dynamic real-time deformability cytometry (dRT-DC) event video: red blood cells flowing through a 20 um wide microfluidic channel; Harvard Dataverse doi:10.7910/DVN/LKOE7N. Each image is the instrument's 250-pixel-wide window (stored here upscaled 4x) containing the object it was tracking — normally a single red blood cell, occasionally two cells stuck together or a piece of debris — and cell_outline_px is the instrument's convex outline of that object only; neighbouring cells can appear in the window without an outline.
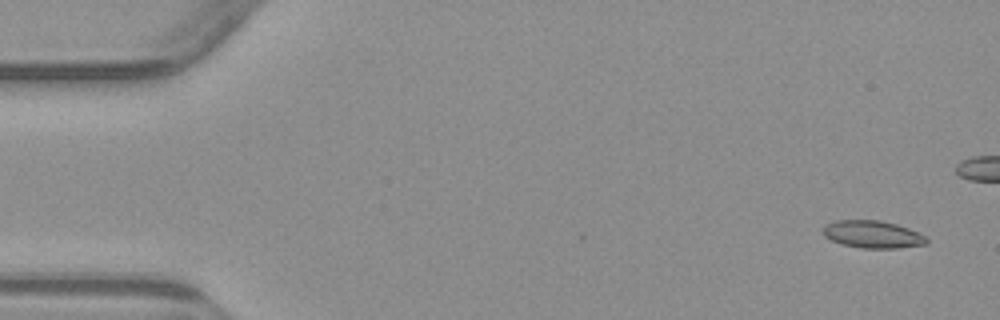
{"species": "common noctule bat (a hibernating species)", "species_latin": "Nyctalus noctula", "temperature_condition": "warm", "stored_images_in_passage": 6, "camera_frame_rate_fps": 3000, "um_per_image_px": 0.085, "animal": {"sex": "male", "body_mass_g": 23.1, "forearm_length_mm": 52.7}, "frame": {"image": 1, "passage_image": 1, "time_ms": 0.0, "image_size_px": [1000, 320], "cell_outline_px": [[928, 244], [900, 248], [860, 248], [840, 244], [824, 236], [824, 224], [836, 220], [880, 220], [896, 224], [908, 228], [928, 236]], "centroid_in_image_um": [74.2, 19.92], "position_along_channel_um": 10.8, "area_um2": 16.76}}
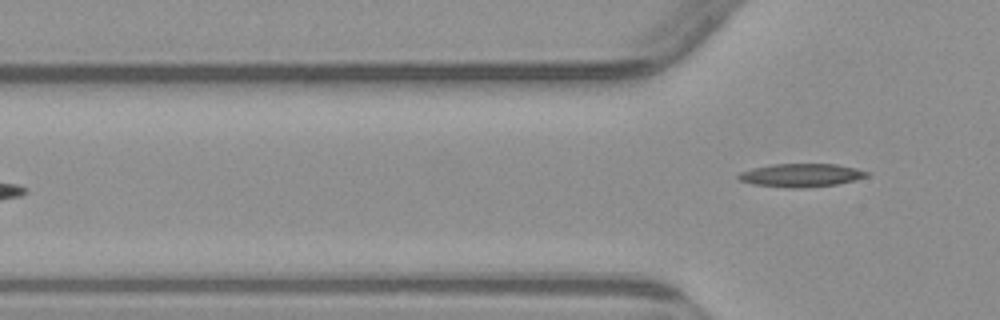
{"frame": {"image": 2, "passage_image": 6, "time_ms": 6.333, "image_size_px": [1000, 320], "cell_outline_px": [[868, 176], [836, 184], [808, 188], [788, 188], [752, 184], [740, 180], [736, 176], [740, 172], [752, 168], [772, 164], [836, 164], [868, 172]], "centroid_in_image_um": [68.02, 14.9], "position_along_channel_um": 57.8, "area_um2": 17.28}}